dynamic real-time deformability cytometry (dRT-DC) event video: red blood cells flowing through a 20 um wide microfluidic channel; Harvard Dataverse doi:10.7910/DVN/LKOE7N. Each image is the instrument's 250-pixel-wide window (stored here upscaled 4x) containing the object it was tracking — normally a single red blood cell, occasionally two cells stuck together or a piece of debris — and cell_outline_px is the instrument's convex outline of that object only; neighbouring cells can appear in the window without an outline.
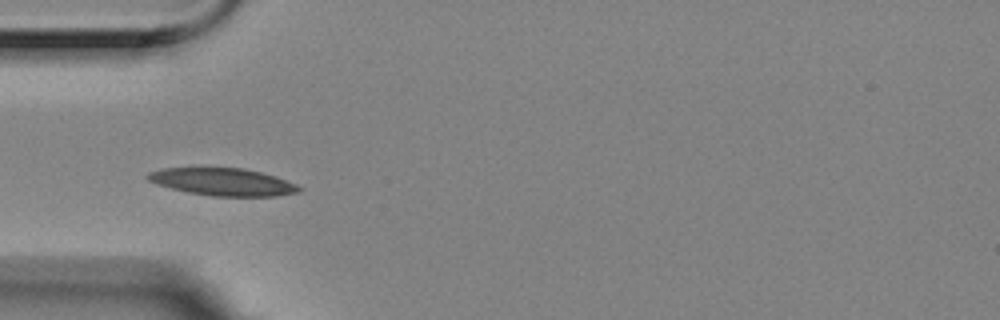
{"species": "Egyptian fruit bat (a non-hibernating species)", "species_latin": "Rousettus aegyptiacus", "temperature_condition": "room temperature", "stored_images_in_passage": 6, "camera_frame_rate_fps": 3000, "um_per_image_px": 0.085, "animal": {"sex": "female"}, "frame": {"image": 1, "passage_image": 4, "time_ms": 1.0, "image_size_px": [1000, 320], "cell_outline_px": [[304, 188], [300, 192], [276, 196], [212, 196], [188, 192], [156, 184], [148, 180], [144, 176], [148, 172], [164, 168], [244, 168], [276, 176], [296, 184]], "centroid_in_image_um": [18.95, 15.46], "position_along_channel_um": 66.0, "area_um2": 24.22}}
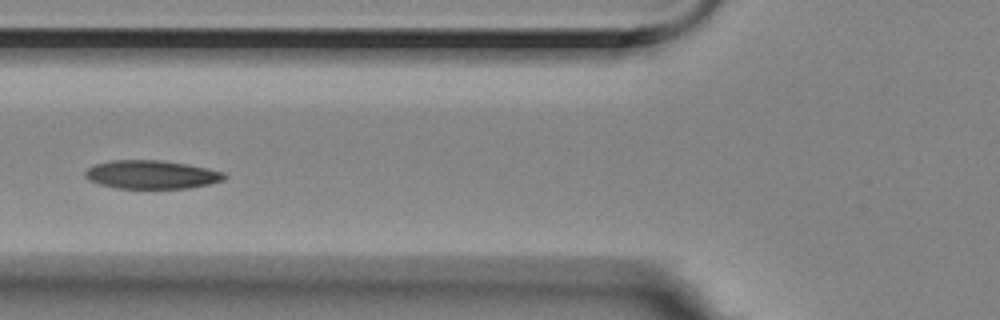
{"frame": {"image": 2, "passage_image": 5, "time_ms": 1.333, "image_size_px": [1000, 320], "cell_outline_px": [[228, 176], [224, 180], [208, 184], [188, 188], [116, 188], [100, 184], [88, 180], [84, 176], [84, 172], [88, 168], [96, 164], [112, 160], [160, 160], [188, 164], [208, 168], [224, 172]], "centroid_in_image_um": [12.89, 14.83], "position_along_channel_um": 112.9, "area_um2": 23.12}}
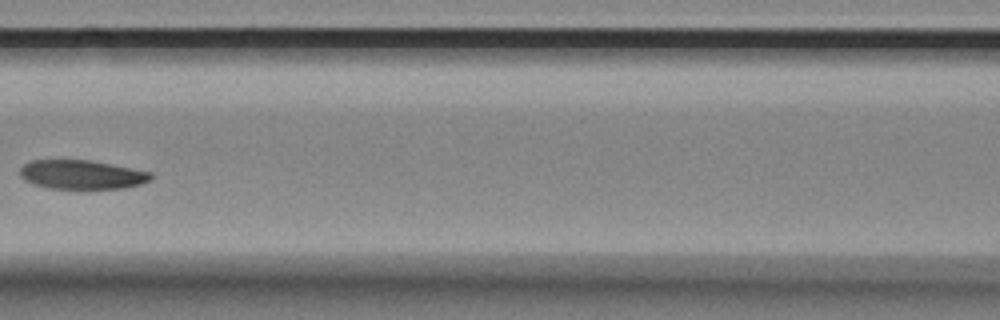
{"frame": {"image": 3, "passage_image": 6, "time_ms": 1.667, "image_size_px": [1000, 320], "cell_outline_px": [[156, 176], [152, 180], [140, 184], [124, 188], [48, 188], [32, 184], [24, 180], [20, 176], [20, 168], [24, 164], [32, 160], [88, 160], [152, 172]], "centroid_in_image_um": [6.96, 14.84], "position_along_channel_um": 159.6, "area_um2": 22.14}}